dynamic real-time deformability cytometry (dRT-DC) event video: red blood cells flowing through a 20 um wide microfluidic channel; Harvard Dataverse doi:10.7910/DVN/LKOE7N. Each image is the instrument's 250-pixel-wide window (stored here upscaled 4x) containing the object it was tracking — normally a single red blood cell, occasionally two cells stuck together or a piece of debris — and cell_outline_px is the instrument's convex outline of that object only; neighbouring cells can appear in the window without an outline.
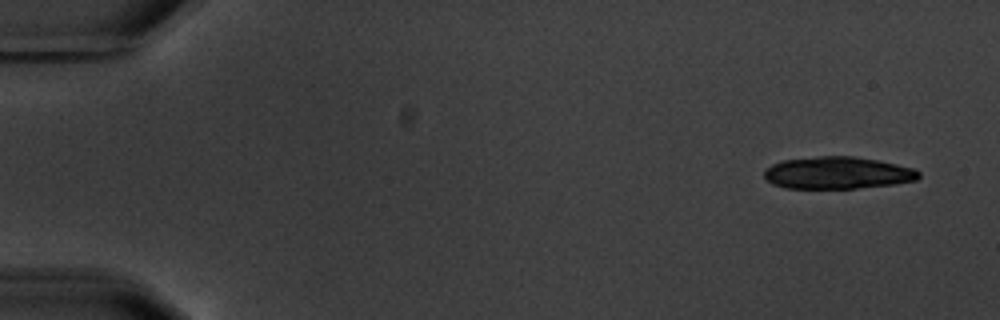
{"species": "common noctule bat (a hibernating species)", "species_latin": "Nyctalus noctula", "temperature_condition": "warm", "stored_images_in_passage": 5, "camera_frame_rate_fps": 3000, "um_per_image_px": 0.085, "animal": {"sex": "male", "body_mass_g": 20.1, "forearm_length_mm": 53.5}, "frame": {"image": 1, "passage_image": 1, "time_ms": 0.0, "image_size_px": [1000, 320], "cell_outline_px": [[920, 176], [916, 180], [896, 184], [856, 188], [784, 188], [772, 184], [764, 176], [764, 168], [772, 164], [784, 160], [816, 156], [852, 156], [876, 160], [896, 164], [912, 168], [920, 172]], "centroid_in_image_um": [71.16, 14.69], "position_along_channel_um": 13.8, "area_um2": 28.96}}
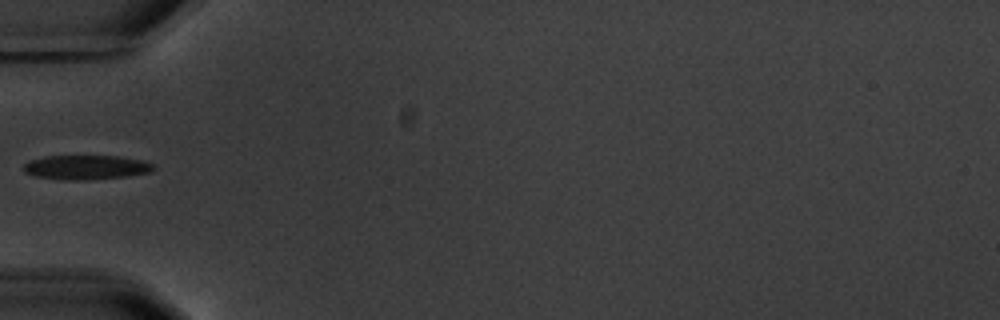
{"frame": {"image": 2, "passage_image": 5, "time_ms": 5.667, "image_size_px": [1000, 320], "cell_outline_px": [[156, 168], [152, 172], [128, 176], [88, 180], [68, 180], [36, 176], [24, 172], [24, 164], [28, 160], [44, 156], [120, 156], [144, 160], [152, 164]], "centroid_in_image_um": [7.35, 14.22], "position_along_channel_um": 77.6, "area_um2": 18.61}}